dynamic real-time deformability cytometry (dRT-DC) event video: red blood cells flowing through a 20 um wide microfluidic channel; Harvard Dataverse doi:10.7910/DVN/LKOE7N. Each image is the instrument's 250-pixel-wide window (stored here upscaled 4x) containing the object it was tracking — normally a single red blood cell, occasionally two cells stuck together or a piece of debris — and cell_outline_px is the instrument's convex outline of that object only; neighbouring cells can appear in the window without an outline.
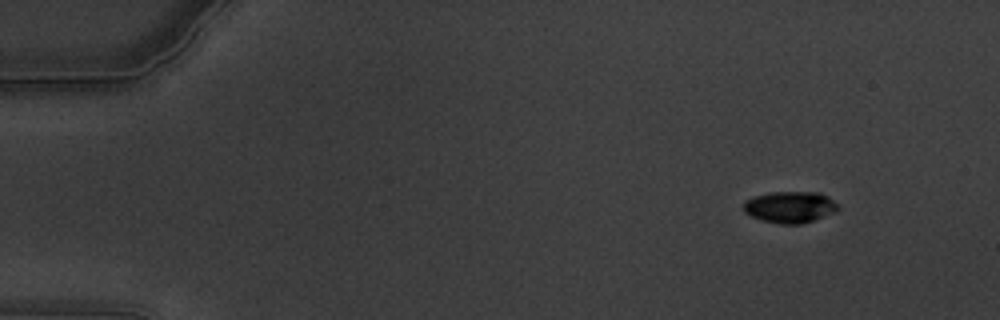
{"species": "common noctule bat (a hibernating species)", "species_latin": "Nyctalus noctula", "temperature_condition": "warm", "stored_images_in_passage": 14, "camera_frame_rate_fps": 3000, "um_per_image_px": 0.085, "animal": {"sex": "male", "body_mass_g": 19.5, "forearm_length_mm": 54.6}, "frame": {"image": 1, "passage_image": 7, "time_ms": 2.0, "image_size_px": [1000, 320], "cell_outline_px": [[840, 208], [832, 212], [812, 220], [800, 224], [780, 224], [764, 220], [752, 216], [744, 212], [744, 200], [752, 196], [768, 192], [820, 192], [828, 196]], "centroid_in_image_um": [67.1, 17.58], "position_along_channel_um": 17.9, "area_um2": 17.17}}